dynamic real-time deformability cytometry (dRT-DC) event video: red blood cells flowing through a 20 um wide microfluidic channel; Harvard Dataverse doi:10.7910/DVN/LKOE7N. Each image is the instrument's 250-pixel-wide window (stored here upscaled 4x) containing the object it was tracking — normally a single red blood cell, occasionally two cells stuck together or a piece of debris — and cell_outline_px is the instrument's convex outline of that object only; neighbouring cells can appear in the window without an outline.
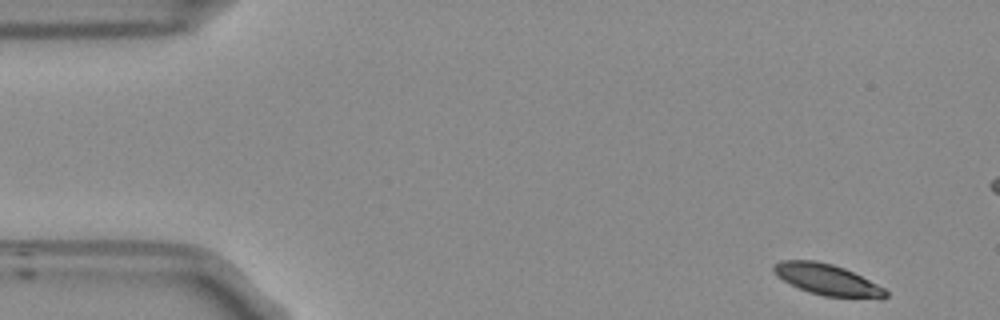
{"species": "Egyptian fruit bat (a non-hibernating species)", "species_latin": "Rousettus aegyptiacus", "temperature_condition": "room temperature", "stored_images_in_passage": 53, "camera_frame_rate_fps": 3000, "um_per_image_px": 0.085, "frame": {"image": 1, "passage_image": 1, "time_ms": 0.0, "image_size_px": [1000, 320], "cell_outline_px": [[888, 296], [824, 296], [808, 292], [776, 276], [772, 272], [772, 268], [780, 260], [812, 260], [832, 264], [844, 268], [884, 288], [888, 292]], "centroid_in_image_um": [70.2, 23.72], "position_along_channel_um": 14.8, "area_um2": 19.42}}
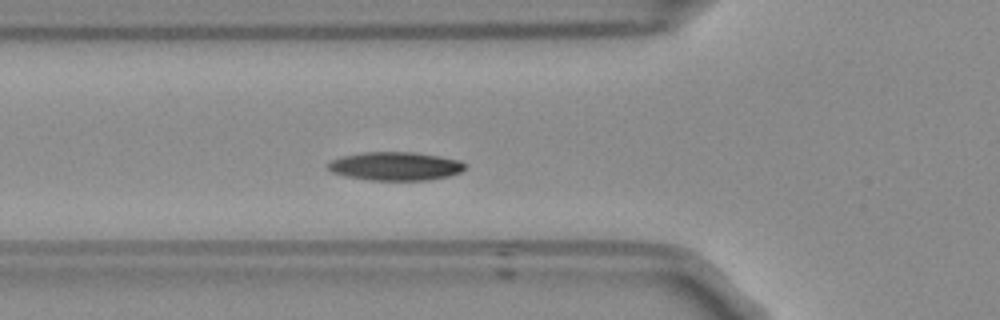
{"frame": {"image": 2, "passage_image": 16, "time_ms": 5.0, "image_size_px": [1000, 320], "cell_outline_px": [[464, 168], [460, 172], [448, 176], [428, 180], [372, 180], [344, 176], [332, 172], [328, 168], [328, 164], [332, 160], [344, 156], [364, 152], [412, 152], [440, 156], [460, 160], [464, 164]], "centroid_in_image_um": [33.61, 14.12], "position_along_channel_um": 92.2, "area_um2": 22.54}}
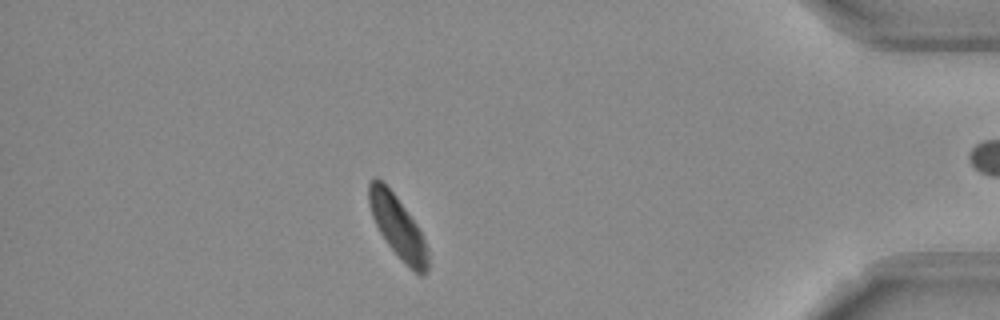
{"frame": {"image": 3, "passage_image": 45, "time_ms": 14.667, "image_size_px": [1000, 320], "cell_outline_px": [[428, 272], [424, 276], [420, 276], [388, 244], [380, 232], [372, 216], [368, 204], [368, 184], [372, 180], [380, 180], [396, 196], [416, 224], [428, 248]], "centroid_in_image_um": [33.81, 19.29], "position_along_channel_um": 401.4, "area_um2": 20.58}, "authors_computed_cell_mechanics": {"area_um2": 21.9062, "velocity_mm_per_s": 3.669, "shape_relaxation_time_tau1_ms": 3.421, "shape_relaxation_time_tau2_ms": null, "deformation_change_tau1": 0.0828, "deformation_change_tau2": null}}